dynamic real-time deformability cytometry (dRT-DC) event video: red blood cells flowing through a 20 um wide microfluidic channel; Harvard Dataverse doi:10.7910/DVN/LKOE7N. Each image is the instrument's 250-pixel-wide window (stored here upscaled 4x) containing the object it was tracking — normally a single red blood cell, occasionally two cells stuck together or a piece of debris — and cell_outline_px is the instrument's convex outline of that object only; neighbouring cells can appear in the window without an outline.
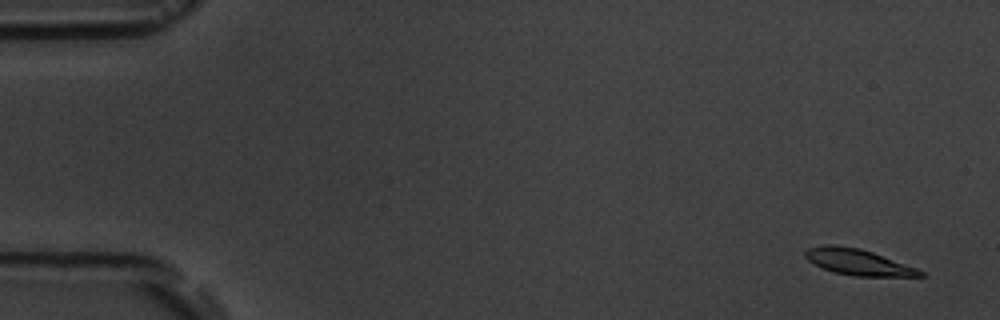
{"species": "common noctule bat (a hibernating species)", "species_latin": "Nyctalus noctula", "temperature_condition": "room temperature", "stored_images_in_passage": 5, "camera_frame_rate_fps": 3000, "um_per_image_px": 0.085, "animal": {"sex": "male", "body_mass_g": 19.5, "forearm_length_mm": 54.6}, "frame": {"image": 1, "passage_image": 1, "time_ms": 0.0, "image_size_px": [1000, 320], "cell_outline_px": [[924, 276], [852, 276], [836, 272], [824, 268], [808, 260], [804, 256], [804, 252], [808, 248], [824, 244], [832, 244], [860, 248], [872, 252], [916, 268], [924, 272]], "centroid_in_image_um": [72.9, 22.26], "position_along_channel_um": 12.1, "area_um2": 17.17}}
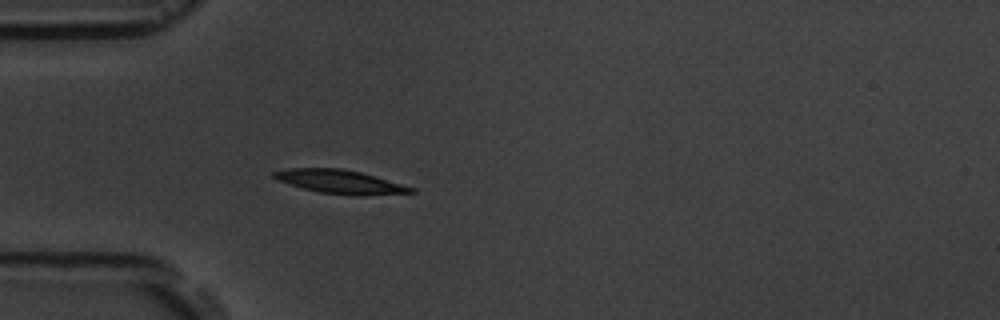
{"frame": {"image": 2, "passage_image": 5, "time_ms": 4.667, "image_size_px": [1000, 320], "cell_outline_px": [[416, 192], [364, 196], [356, 196], [320, 192], [304, 188], [276, 180], [272, 176], [272, 172], [288, 168], [340, 168], [360, 172], [416, 188]], "centroid_in_image_um": [28.92, 15.45], "position_along_channel_um": 56.1, "area_um2": 18.84}}